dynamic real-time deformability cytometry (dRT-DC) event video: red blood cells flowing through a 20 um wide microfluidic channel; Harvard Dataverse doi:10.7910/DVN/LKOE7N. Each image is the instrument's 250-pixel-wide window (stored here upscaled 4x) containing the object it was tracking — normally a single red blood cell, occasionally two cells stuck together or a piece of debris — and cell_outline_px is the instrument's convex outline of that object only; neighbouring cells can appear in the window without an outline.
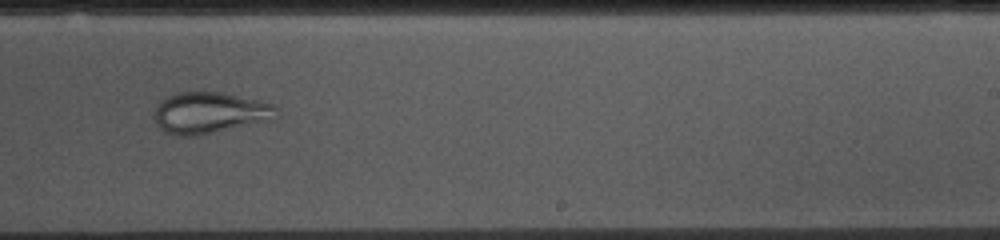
{"species": "common noctule bat (a hibernating species)", "species_latin": "Nyctalus noctula", "temperature_condition": "cold", "stored_images_in_passage": 37, "camera_frame_rate_fps": 3000, "um_per_image_px": 0.085, "animal": {"sex": "female", "body_mass_g": 10.0, "forearm_length_mm": 53.1}, "frame": {"image": 1, "passage_image": 22, "time_ms": 7.0, "image_size_px": [1000, 240], "cell_outline_px": [[276, 120], [200, 136], [176, 136], [164, 132], [156, 124], [156, 108], [168, 96], [180, 92], [220, 92], [276, 104]], "centroid_in_image_um": [17.89, 9.62], "position_along_channel_um": 271.1, "area_um2": 29.65}}